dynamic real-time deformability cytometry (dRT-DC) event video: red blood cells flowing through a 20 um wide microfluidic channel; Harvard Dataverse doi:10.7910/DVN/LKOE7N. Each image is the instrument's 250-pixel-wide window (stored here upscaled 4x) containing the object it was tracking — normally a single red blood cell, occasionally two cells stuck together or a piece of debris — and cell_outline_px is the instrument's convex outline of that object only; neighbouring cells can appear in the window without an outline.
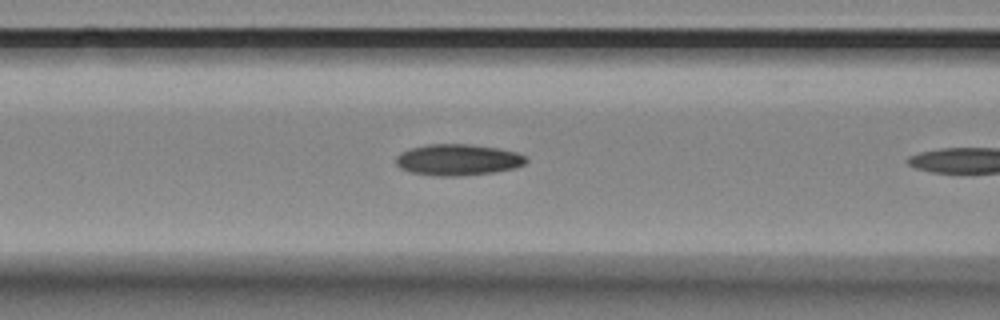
{"species": "Egyptian fruit bat (a non-hibernating species)", "species_latin": "Rousettus aegyptiacus", "temperature_condition": "room temperature", "stored_images_in_passage": 10, "camera_frame_rate_fps": 3000, "um_per_image_px": 0.085, "animal": {"sex": "female"}, "frame": {"image": 1, "passage_image": 9, "time_ms": 2.667, "image_size_px": [1000, 320], "cell_outline_px": [[528, 160], [524, 164], [512, 168], [492, 172], [460, 176], [440, 176], [412, 172], [400, 168], [396, 164], [396, 156], [400, 152], [408, 148], [428, 144], [468, 144], [496, 148], [516, 152], [524, 156]], "centroid_in_image_um": [38.87, 13.57], "position_along_channel_um": 127.7, "area_um2": 23.52}}